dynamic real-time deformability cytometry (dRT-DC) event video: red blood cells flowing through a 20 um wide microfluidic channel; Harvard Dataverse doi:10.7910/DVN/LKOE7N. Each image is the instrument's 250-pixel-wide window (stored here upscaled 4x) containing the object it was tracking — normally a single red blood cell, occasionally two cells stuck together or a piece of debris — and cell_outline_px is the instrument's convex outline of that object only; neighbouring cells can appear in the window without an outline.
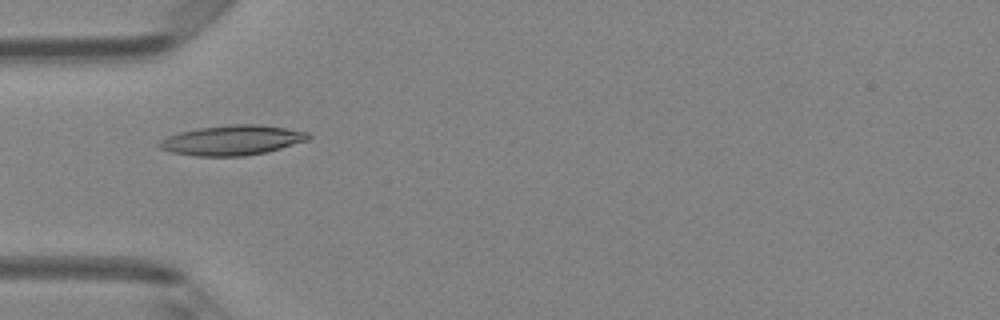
{"species": "Egyptian fruit bat (a non-hibernating species)", "species_latin": "Rousettus aegyptiacus", "temperature_condition": "room temperature", "stored_images_in_passage": 6, "camera_frame_rate_fps": 3000, "um_per_image_px": 0.085, "animal": {"sex": "female"}, "frame": {"image": 1, "passage_image": 5, "time_ms": 1.333, "image_size_px": [1000, 320], "cell_outline_px": [[312, 136], [308, 140], [280, 148], [264, 152], [244, 156], [196, 156], [172, 152], [160, 148], [156, 144], [160, 140], [168, 136], [180, 132], [200, 128], [236, 124], [260, 124], [308, 132]], "centroid_in_image_um": [19.73, 11.92], "position_along_channel_um": 65.3, "area_um2": 25.72}}
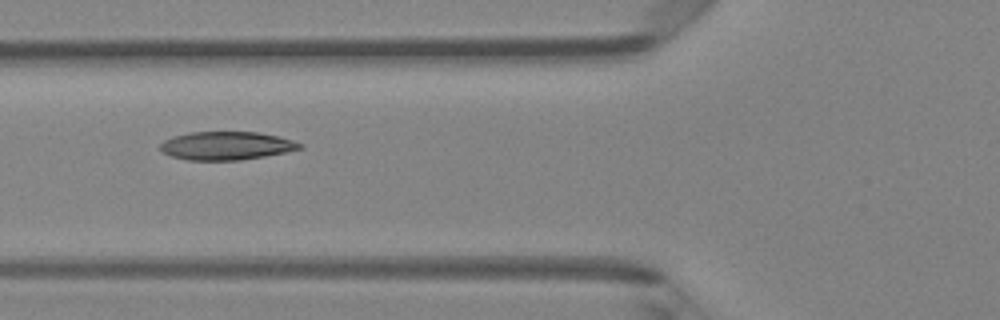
{"frame": {"image": 2, "passage_image": 6, "time_ms": 1.667, "image_size_px": [1000, 320], "cell_outline_px": [[304, 148], [264, 156], [240, 160], [188, 160], [172, 156], [164, 152], [160, 148], [160, 144], [164, 140], [172, 136], [188, 132], [256, 132], [276, 136], [292, 140], [304, 144]], "centroid_in_image_um": [19.23, 12.38], "position_along_channel_um": 106.6, "area_um2": 22.89}}